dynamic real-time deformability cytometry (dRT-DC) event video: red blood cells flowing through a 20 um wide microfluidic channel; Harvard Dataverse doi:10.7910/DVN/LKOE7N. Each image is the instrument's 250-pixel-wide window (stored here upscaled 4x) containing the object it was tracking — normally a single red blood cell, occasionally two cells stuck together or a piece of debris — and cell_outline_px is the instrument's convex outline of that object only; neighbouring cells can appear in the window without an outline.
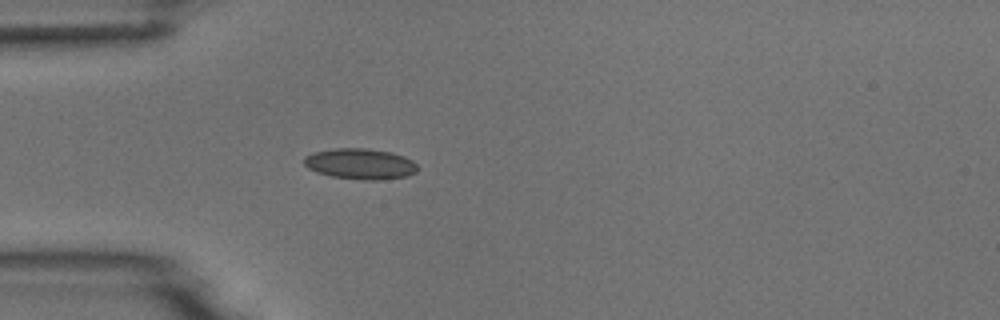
{"species": "common noctule bat (a hibernating species)", "species_latin": "Nyctalus noctula", "temperature_condition": "room temperature", "stored_images_in_passage": 4, "camera_frame_rate_fps": 3000, "um_per_image_px": 0.085, "animal": {"sex": "male", "body_mass_g": 18.8}, "frame": {"image": 1, "passage_image": 4, "time_ms": 3.333, "image_size_px": [1000, 320], "cell_outline_px": [[416, 172], [408, 176], [380, 180], [360, 180], [332, 176], [316, 172], [308, 168], [304, 164], [304, 156], [312, 152], [332, 148], [364, 148], [392, 152], [404, 156], [412, 160], [416, 164]], "centroid_in_image_um": [30.6, 13.92], "position_along_channel_um": 54.4, "area_um2": 20.52}}